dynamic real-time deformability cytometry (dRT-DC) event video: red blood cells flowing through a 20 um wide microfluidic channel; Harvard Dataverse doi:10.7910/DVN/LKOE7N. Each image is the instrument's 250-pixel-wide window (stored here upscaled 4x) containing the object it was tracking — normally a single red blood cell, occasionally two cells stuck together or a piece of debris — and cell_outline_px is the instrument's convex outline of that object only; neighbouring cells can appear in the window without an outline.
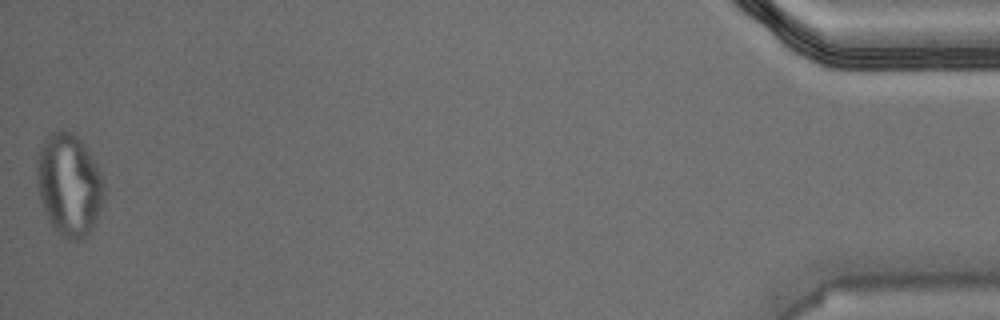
{"species": "Egyptian fruit bat (a non-hibernating species)", "species_latin": "Rousettus aegyptiacus", "temperature_condition": "warm", "stored_images_in_passage": 46, "camera_frame_rate_fps": 3000, "um_per_image_px": 0.085, "animal": {"sex": "male"}, "frame": {"image": 1, "passage_image": 46, "time_ms": 15.0, "image_size_px": [1000, 320], "cell_outline_px": [[104, 196], [96, 220], [92, 228], [84, 240], [68, 240], [52, 228], [44, 212], [36, 184], [36, 164], [40, 144], [52, 132], [72, 132], [84, 144], [96, 164], [104, 180]], "centroid_in_image_um": [5.85, 15.74], "position_along_channel_um": 429.3, "area_um2": 40.23}}